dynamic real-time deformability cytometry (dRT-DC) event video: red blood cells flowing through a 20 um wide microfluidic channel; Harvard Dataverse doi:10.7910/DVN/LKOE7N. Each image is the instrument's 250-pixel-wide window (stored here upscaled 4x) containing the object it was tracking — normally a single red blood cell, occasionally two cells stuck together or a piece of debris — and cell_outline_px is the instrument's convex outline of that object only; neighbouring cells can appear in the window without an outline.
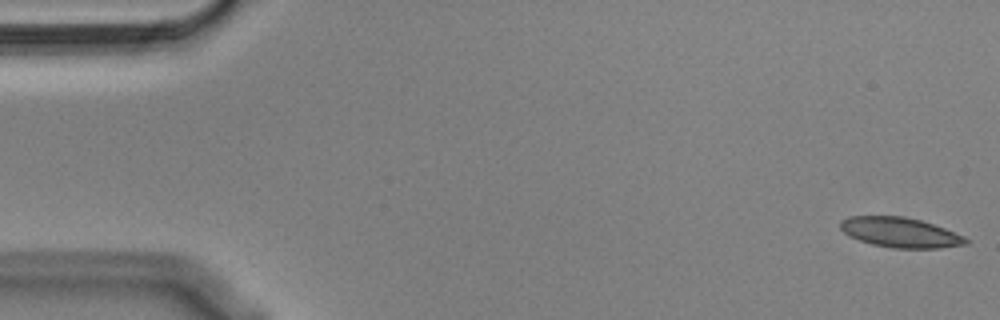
{"species": "Egyptian fruit bat (a non-hibernating species)", "species_latin": "Rousettus aegyptiacus", "temperature_condition": "cold", "stored_images_in_passage": 55, "camera_frame_rate_fps": 3000, "um_per_image_px": 0.085, "animal": {"sex": "male"}, "frame": {"image": 1, "passage_image": 1, "time_ms": 0.0, "image_size_px": [1000, 320], "cell_outline_px": [[968, 244], [940, 248], [892, 248], [872, 244], [848, 236], [840, 228], [840, 220], [848, 216], [904, 216], [920, 220], [944, 228], [964, 236], [968, 240]], "centroid_in_image_um": [76.49, 19.75], "position_along_channel_um": 8.5, "area_um2": 21.91}}
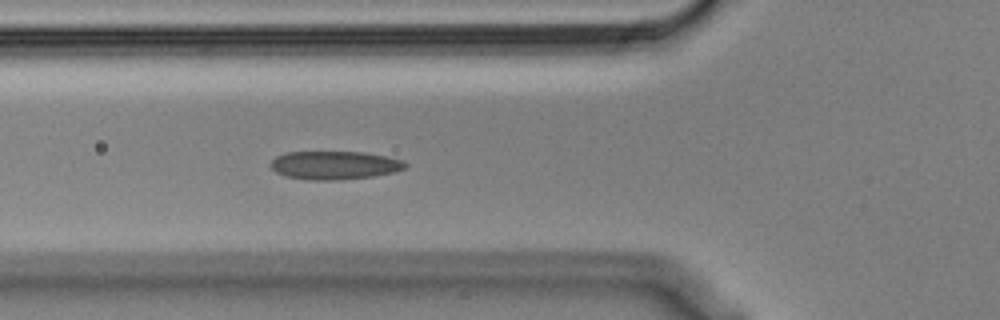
{"frame": {"image": 2, "passage_image": 19, "time_ms": 6.0, "image_size_px": [1000, 320], "cell_outline_px": [[408, 164], [404, 168], [396, 172], [372, 176], [340, 180], [312, 180], [284, 176], [276, 172], [272, 168], [272, 160], [276, 156], [288, 152], [364, 152], [388, 156], [404, 160]], "centroid_in_image_um": [28.48, 14.04], "position_along_channel_um": 97.3, "area_um2": 22.31}}
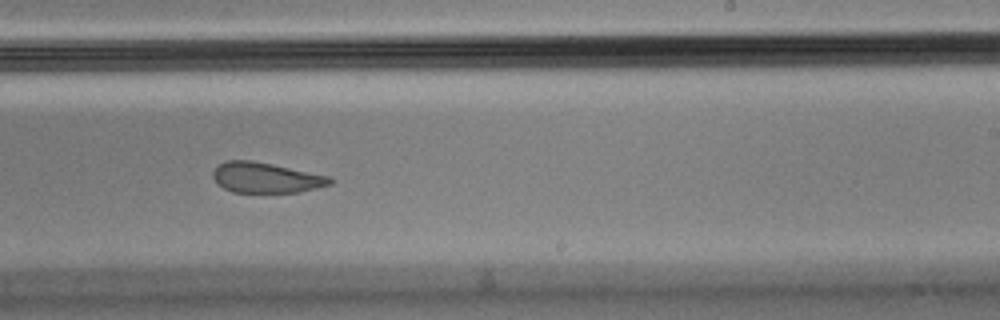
{"frame": {"image": 3, "passage_image": 33, "time_ms": 10.667, "image_size_px": [1000, 320], "cell_outline_px": [[332, 184], [300, 192], [232, 192], [216, 184], [212, 176], [212, 172], [216, 164], [224, 160], [252, 160], [332, 176]], "centroid_in_image_um": [22.57, 15.09], "position_along_channel_um": 266.4, "area_um2": 21.04}, "authors_computed_cell_mechanics": {"area_um2": 22.4842, "velocity_mm_per_s": 3.6157, "shape_relaxation_time_tau1_ms": 7.6986, "shape_relaxation_time_tau2_ms": 1.7908, "deformation_change_tau1": 0.2097, "deformation_change_tau2": 0.0935}}